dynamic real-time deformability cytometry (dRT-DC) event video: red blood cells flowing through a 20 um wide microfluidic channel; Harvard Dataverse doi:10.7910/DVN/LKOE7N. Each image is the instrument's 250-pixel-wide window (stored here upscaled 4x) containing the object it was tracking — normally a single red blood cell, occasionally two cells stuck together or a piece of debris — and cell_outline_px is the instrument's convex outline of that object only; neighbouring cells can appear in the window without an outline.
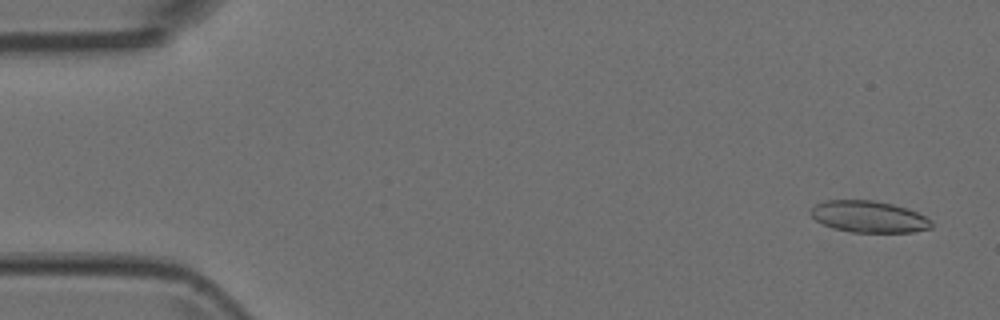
{"species": "Egyptian fruit bat (a non-hibernating species)", "species_latin": "Rousettus aegyptiacus", "temperature_condition": "room temperature", "stored_images_in_passage": 6, "camera_frame_rate_fps": 3000, "um_per_image_px": 0.085, "animal": {"sex": "female"}, "frame": {"image": 1, "passage_image": 1, "time_ms": 0.0, "image_size_px": [1000, 320], "cell_outline_px": [[932, 228], [912, 232], [852, 232], [832, 228], [816, 220], [808, 212], [816, 204], [824, 200], [872, 200], [892, 204], [908, 208], [932, 220]], "centroid_in_image_um": [73.84, 18.42], "position_along_channel_um": 11.2, "area_um2": 22.25}}
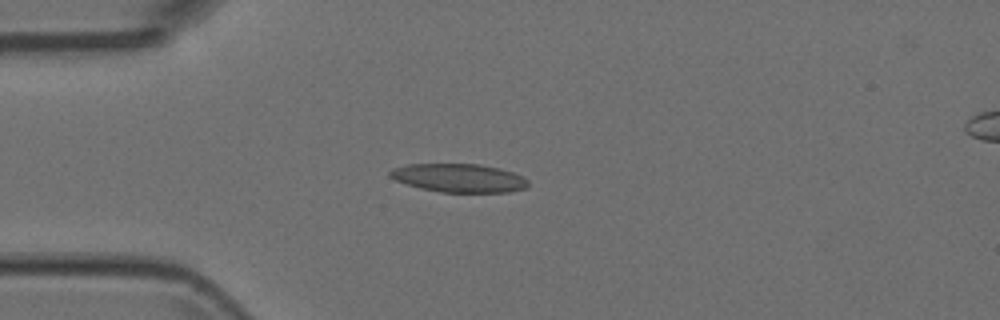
{"frame": {"image": 2, "passage_image": 4, "time_ms": 1.0, "image_size_px": [1000, 320], "cell_outline_px": [[528, 184], [524, 188], [508, 192], [440, 192], [420, 188], [396, 180], [388, 176], [388, 172], [392, 168], [408, 164], [480, 164], [500, 168], [524, 176], [528, 180]], "centroid_in_image_um": [39.0, 15.12], "position_along_channel_um": 46.0, "area_um2": 22.95}}
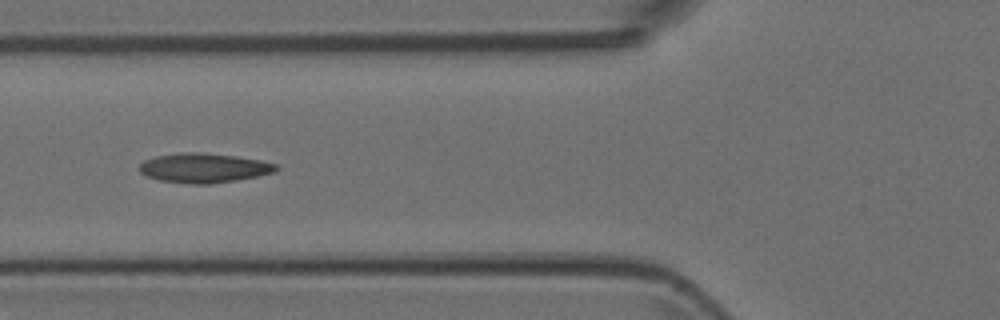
{"frame": {"image": 3, "passage_image": 6, "time_ms": 1.667, "image_size_px": [1000, 320], "cell_outline_px": [[280, 168], [276, 172], [236, 180], [212, 184], [192, 184], [160, 180], [148, 176], [140, 172], [140, 164], [144, 160], [156, 156], [184, 152], [200, 152], [236, 156], [260, 160], [276, 164]], "centroid_in_image_um": [17.36, 14.27], "position_along_channel_um": 108.4, "area_um2": 23.41}}